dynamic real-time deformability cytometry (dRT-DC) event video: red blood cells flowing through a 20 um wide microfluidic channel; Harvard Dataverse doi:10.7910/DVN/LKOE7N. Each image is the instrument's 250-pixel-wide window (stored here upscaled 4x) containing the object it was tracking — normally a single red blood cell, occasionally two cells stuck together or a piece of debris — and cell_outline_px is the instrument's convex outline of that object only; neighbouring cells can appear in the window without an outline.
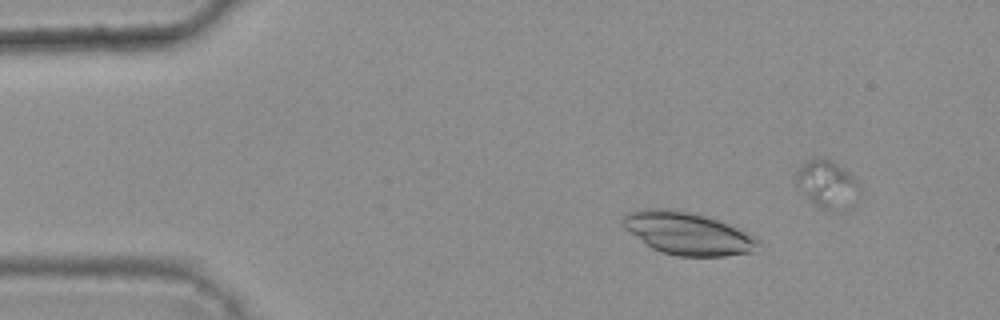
{"species": "common noctule bat (a hibernating species)", "species_latin": "Nyctalus noctula", "temperature_condition": "warm", "stored_images_in_passage": 9, "camera_frame_rate_fps": 3000, "um_per_image_px": 0.085, "animal": {"sex": "female", "body_mass_g": 25.1}, "frame": {"image": 1, "passage_image": 3, "time_ms": 0.667, "image_size_px": [1000, 320], "cell_outline_px": [[760, 240], [752, 252], [724, 256], [676, 256], [660, 252], [652, 248], [624, 228], [620, 224], [620, 220], [628, 212], [636, 208], [668, 208], [708, 216], [720, 220], [756, 236]], "centroid_in_image_um": [58.41, 19.82], "position_along_channel_um": 26.6, "area_um2": 33.81}}
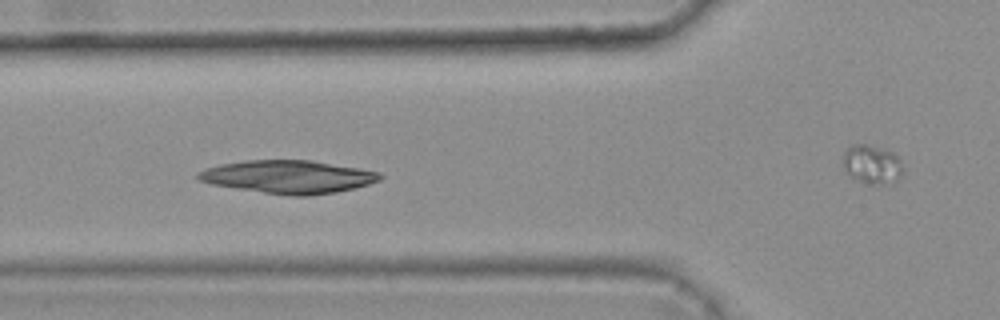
{"frame": {"image": 2, "passage_image": 6, "time_ms": 1.667, "image_size_px": [1000, 320], "cell_outline_px": [[384, 176], [380, 180], [356, 188], [336, 192], [308, 196], [292, 196], [236, 188], [212, 184], [196, 180], [196, 172], [220, 164], [244, 160], [312, 160], [380, 172]], "centroid_in_image_um": [24.5, 15.02], "position_along_channel_um": 101.3, "area_um2": 34.97}}
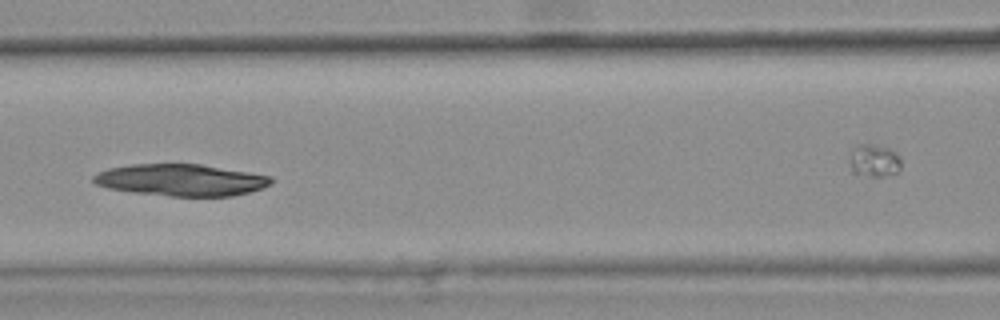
{"frame": {"image": 3, "passage_image": 7, "time_ms": 2.0, "image_size_px": [1000, 320], "cell_outline_px": [[272, 184], [264, 188], [232, 196], [172, 196], [132, 192], [108, 188], [96, 184], [92, 180], [92, 176], [96, 172], [108, 168], [132, 164], [200, 164], [272, 176]], "centroid_in_image_um": [15.37, 15.3], "position_along_channel_um": 151.2, "area_um2": 32.95}}